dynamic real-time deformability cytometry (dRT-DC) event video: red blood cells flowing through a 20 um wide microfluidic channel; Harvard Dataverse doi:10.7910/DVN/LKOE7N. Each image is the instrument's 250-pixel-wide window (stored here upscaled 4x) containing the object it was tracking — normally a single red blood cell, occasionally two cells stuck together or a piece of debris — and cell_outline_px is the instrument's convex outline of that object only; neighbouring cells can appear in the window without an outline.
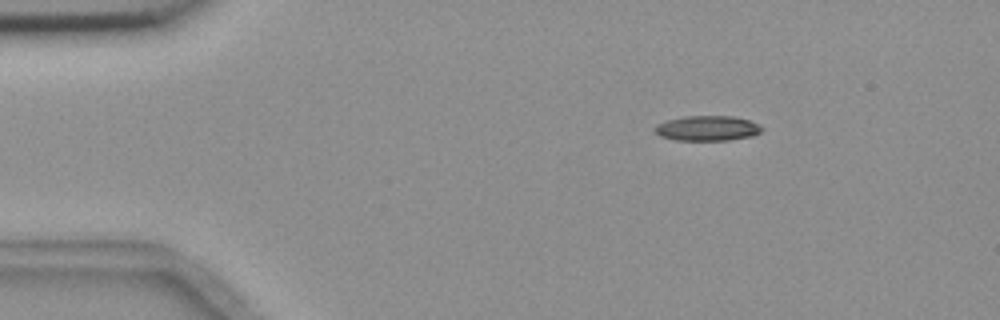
{"species": "common noctule bat (a hibernating species)", "species_latin": "Nyctalus noctula", "temperature_condition": "room temperature", "stored_images_in_passage": 5, "camera_frame_rate_fps": 3000, "um_per_image_px": 0.085, "animal": {"sex": "female", "body_mass_g": 18.4}, "frame": {"image": 1, "passage_image": 3, "time_ms": 2.333, "image_size_px": [1000, 320], "cell_outline_px": [[764, 128], [760, 132], [752, 136], [728, 140], [676, 140], [660, 136], [652, 128], [656, 124], [668, 120], [684, 116], [732, 116], [748, 120], [760, 124]], "centroid_in_image_um": [60.12, 10.9], "position_along_channel_um": 24.9, "area_um2": 15.66}}